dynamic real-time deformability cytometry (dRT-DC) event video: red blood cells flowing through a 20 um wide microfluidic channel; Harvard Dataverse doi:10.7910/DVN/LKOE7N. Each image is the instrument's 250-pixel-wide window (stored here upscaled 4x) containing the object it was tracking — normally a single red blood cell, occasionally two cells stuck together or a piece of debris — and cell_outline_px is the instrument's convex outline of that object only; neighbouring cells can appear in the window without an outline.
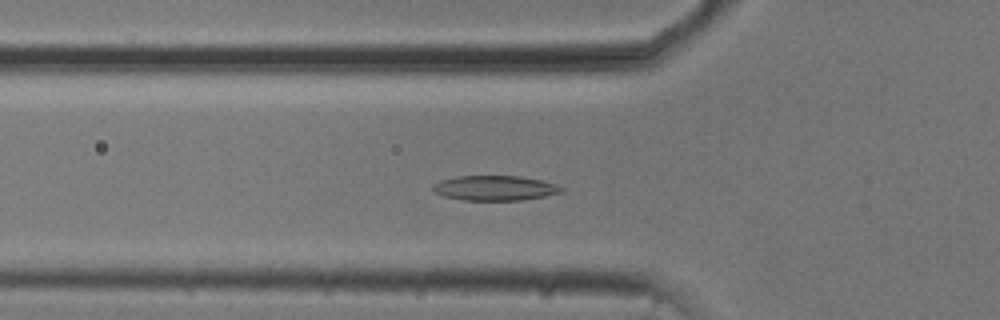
{"species": "common noctule bat (a hibernating species)", "species_latin": "Nyctalus noctula", "temperature_condition": "cold", "stored_images_in_passage": 50, "camera_frame_rate_fps": 3000, "um_per_image_px": 0.085, "animal": {"sex": "male", "body_mass_g": 20.5, "forearm_length_mm": 52.5}, "frame": {"image": 1, "passage_image": 19, "time_ms": 6.0, "image_size_px": [1000, 320], "cell_outline_px": [[564, 192], [524, 200], [464, 200], [444, 196], [436, 192], [432, 188], [432, 184], [440, 180], [456, 176], [520, 176], [540, 180], [556, 184], [564, 188]], "centroid_in_image_um": [42.07, 15.98], "position_along_channel_um": 83.7, "area_um2": 18.67}}
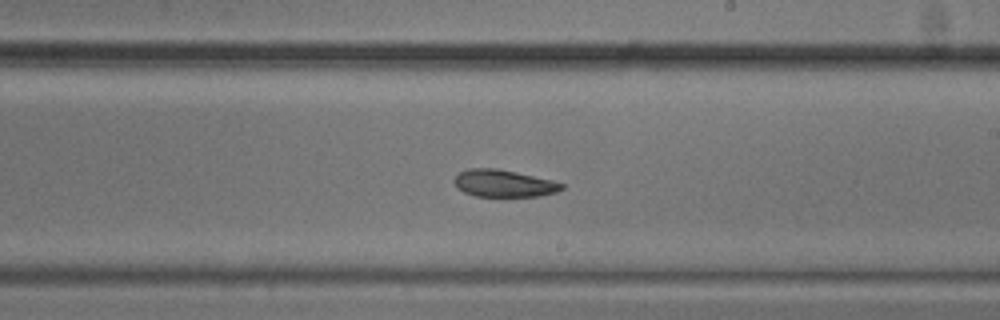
{"frame": {"image": 2, "passage_image": 32, "time_ms": 10.333, "image_size_px": [1000, 320], "cell_outline_px": [[564, 188], [556, 192], [540, 196], [476, 196], [464, 192], [456, 188], [452, 180], [460, 172], [468, 168], [496, 168], [516, 172], [552, 180], [564, 184]], "centroid_in_image_um": [42.79, 15.58], "position_along_channel_um": 246.2, "area_um2": 17.05}}
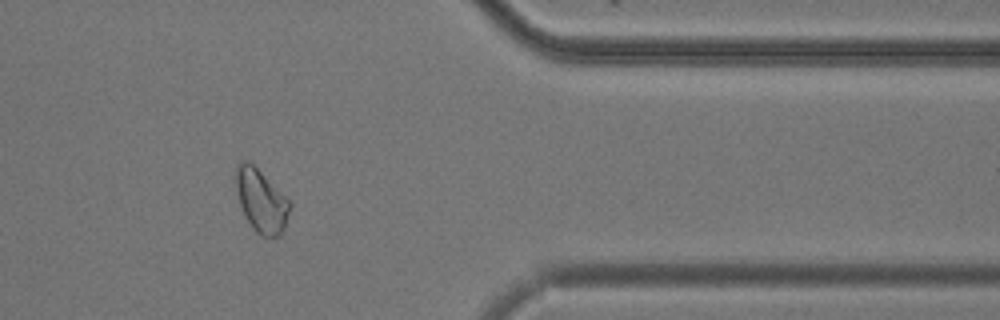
{"frame": {"image": 3, "passage_image": 45, "time_ms": 14.667, "image_size_px": [1000, 320], "cell_outline_px": [[292, 204], [280, 236], [260, 236], [252, 228], [244, 216], [236, 192], [236, 164], [240, 160], [244, 160], [252, 164]], "centroid_in_image_um": [22.16, 17.08], "position_along_channel_um": 389.2, "area_um2": 19.36}, "authors_computed_cell_mechanics": {"area_um2": 18.3515, "velocity_mm_per_s": 3.7332, "shape_relaxation_time_tau1_ms": 4.5194, "shape_relaxation_time_tau2_ms": 2.5907, "deformation_change_tau1": 0.1105, "deformation_change_tau2": 0.0744}}